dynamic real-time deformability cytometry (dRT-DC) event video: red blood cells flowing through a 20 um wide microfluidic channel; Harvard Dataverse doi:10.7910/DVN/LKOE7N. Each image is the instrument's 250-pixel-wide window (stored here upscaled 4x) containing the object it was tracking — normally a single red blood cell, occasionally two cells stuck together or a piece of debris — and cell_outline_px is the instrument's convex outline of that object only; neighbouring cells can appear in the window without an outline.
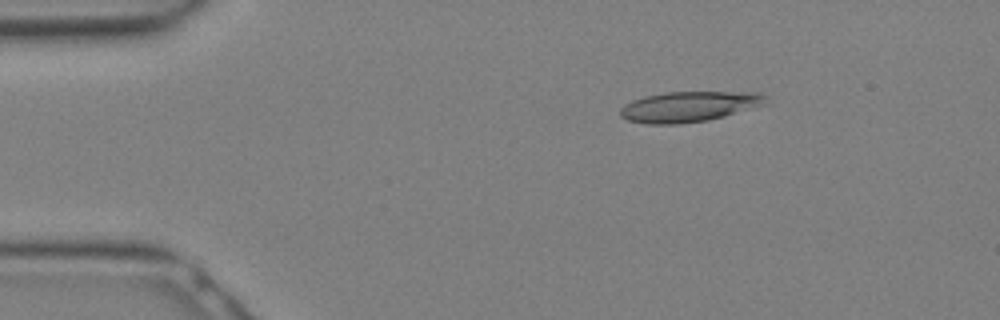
{"species": "Egyptian fruit bat (a non-hibernating species)", "species_latin": "Rousettus aegyptiacus", "temperature_condition": "warm", "stored_images_in_passage": 11, "camera_frame_rate_fps": 3000, "um_per_image_px": 0.085, "animal": {"sex": "female"}, "frame": {"image": 1, "passage_image": 5, "time_ms": 1.333, "image_size_px": [1000, 320], "cell_outline_px": [[768, 104], [724, 116], [708, 120], [676, 124], [644, 124], [628, 120], [620, 116], [620, 108], [624, 104], [632, 100], [644, 96], [664, 92], [760, 92], [768, 96]], "centroid_in_image_um": [58.59, 9.05], "position_along_channel_um": 26.4, "area_um2": 26.13}}
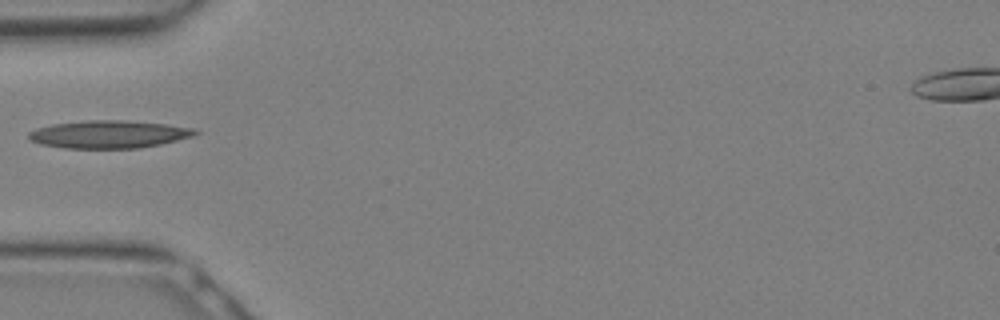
{"frame": {"image": 2, "passage_image": 10, "time_ms": 3.0, "image_size_px": [1000, 320], "cell_outline_px": [[200, 132], [192, 136], [160, 144], [140, 148], [64, 148], [40, 144], [28, 140], [28, 132], [36, 128], [52, 124], [88, 120], [124, 120], [164, 124], [196, 128]], "centroid_in_image_um": [9.22, 11.41], "position_along_channel_um": 75.8, "area_um2": 26.93}}